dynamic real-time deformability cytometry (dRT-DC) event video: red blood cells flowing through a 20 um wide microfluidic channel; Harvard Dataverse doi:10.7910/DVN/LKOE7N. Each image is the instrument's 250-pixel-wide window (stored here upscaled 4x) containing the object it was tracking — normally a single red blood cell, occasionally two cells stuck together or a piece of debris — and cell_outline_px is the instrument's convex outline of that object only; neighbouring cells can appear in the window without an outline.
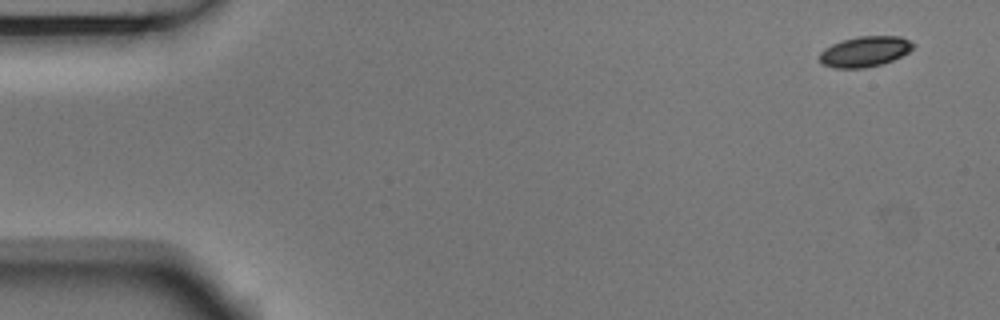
{"species": "Egyptian fruit bat (a non-hibernating species)", "species_latin": "Rousettus aegyptiacus", "temperature_condition": "room temperature", "stored_images_in_passage": 4, "camera_frame_rate_fps": 3000, "um_per_image_px": 0.085, "animal": {"sex": "male"}, "frame": {"image": 1, "passage_image": 1, "time_ms": 0.0, "image_size_px": [1000, 320], "cell_outline_px": [[916, 44], [908, 52], [892, 60], [880, 64], [864, 68], [832, 68], [824, 64], [820, 60], [820, 52], [824, 48], [832, 44], [844, 40], [860, 36], [900, 36]], "centroid_in_image_um": [73.51, 4.38], "position_along_channel_um": 11.5, "area_um2": 16.42}}